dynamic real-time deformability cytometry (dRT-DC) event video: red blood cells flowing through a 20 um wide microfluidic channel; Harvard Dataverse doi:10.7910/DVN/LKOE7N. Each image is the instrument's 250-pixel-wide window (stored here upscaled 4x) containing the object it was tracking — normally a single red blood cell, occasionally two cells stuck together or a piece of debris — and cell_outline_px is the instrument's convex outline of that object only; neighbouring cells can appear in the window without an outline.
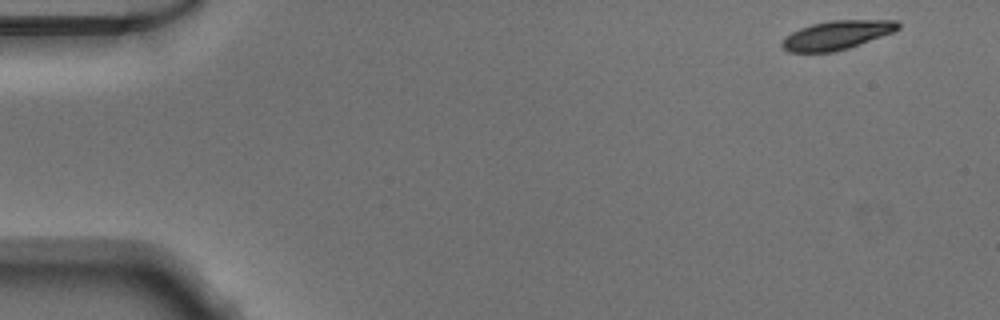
{"species": "Egyptian fruit bat (a non-hibernating species)", "species_latin": "Rousettus aegyptiacus", "temperature_condition": "warm", "stored_images_in_passage": 48, "camera_frame_rate_fps": 3000, "um_per_image_px": 0.085, "animal": {"sex": "male"}, "frame": {"image": 1, "passage_image": 1, "time_ms": 0.0, "image_size_px": [1000, 320], "cell_outline_px": [[900, 28], [892, 32], [848, 48], [832, 52], [788, 52], [780, 44], [792, 32], [800, 28], [812, 24], [832, 20], [896, 20], [900, 24]], "centroid_in_image_um": [71.13, 2.98], "position_along_channel_um": 13.9, "area_um2": 19.19}}
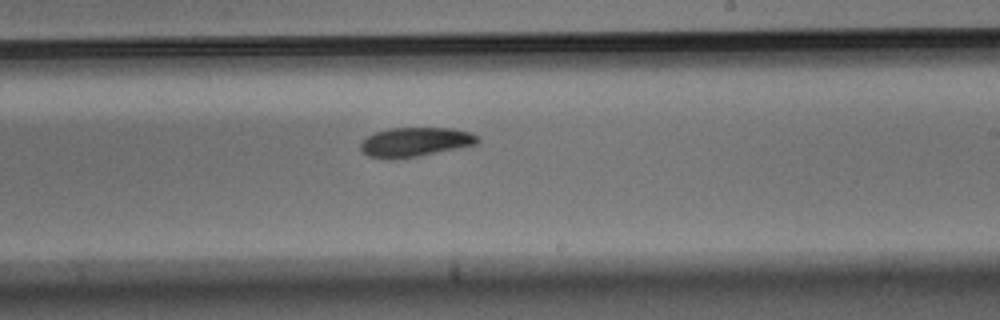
{"frame": {"image": 2, "passage_image": 28, "time_ms": 9.0, "image_size_px": [1000, 320], "cell_outline_px": [[480, 140], [476, 144], [420, 156], [392, 160], [368, 156], [360, 152], [360, 144], [368, 136], [376, 132], [392, 128], [452, 128], [472, 132], [480, 136]], "centroid_in_image_um": [35.3, 12.08], "position_along_channel_um": 253.7, "area_um2": 20.17}}
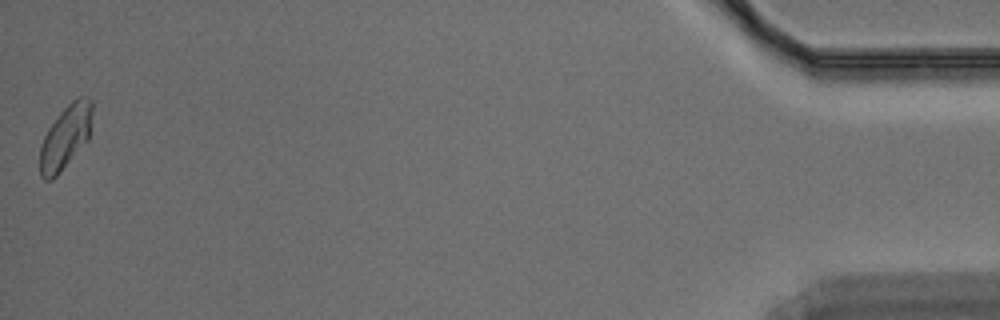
{"frame": {"image": 3, "passage_image": 48, "time_ms": 15.667, "image_size_px": [1000, 320], "cell_outline_px": [[92, 112], [88, 140], [60, 172], [52, 180], [44, 180], [40, 176], [40, 148], [44, 136], [48, 128], [60, 112], [72, 100], [80, 96], [92, 100]], "centroid_in_image_um": [5.55, 11.66], "position_along_channel_um": 429.6, "area_um2": 19.25}}